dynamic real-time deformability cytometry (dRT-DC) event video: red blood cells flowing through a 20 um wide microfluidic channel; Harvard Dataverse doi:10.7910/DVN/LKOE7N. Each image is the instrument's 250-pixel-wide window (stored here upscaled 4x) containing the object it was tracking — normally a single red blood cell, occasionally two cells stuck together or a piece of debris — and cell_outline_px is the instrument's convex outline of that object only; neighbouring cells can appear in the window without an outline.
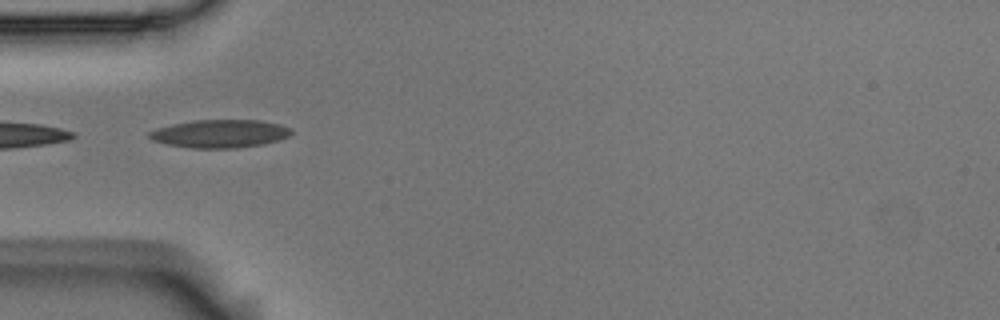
{"species": "Egyptian fruit bat (a non-hibernating species)", "species_latin": "Rousettus aegyptiacus", "temperature_condition": "room temperature", "stored_images_in_passage": 13, "camera_frame_rate_fps": 3000, "um_per_image_px": 0.085, "animal": {"sex": "male"}, "frame": {"image": 1, "passage_image": 4, "time_ms": 1.0, "image_size_px": [1000, 320], "cell_outline_px": [[292, 132], [288, 136], [280, 140], [264, 144], [236, 148], [192, 148], [168, 144], [152, 140], [148, 136], [148, 132], [156, 128], [172, 124], [196, 120], [260, 120], [280, 124], [292, 128]], "centroid_in_image_um": [18.72, 11.36], "position_along_channel_um": 66.3, "area_um2": 23.29}}
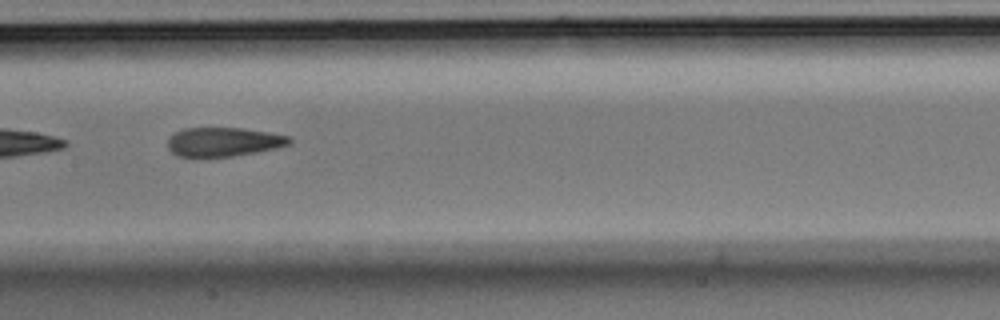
{"frame": {"image": 2, "passage_image": 7, "time_ms": 2.0, "image_size_px": [1000, 320], "cell_outline_px": [[292, 140], [288, 144], [276, 148], [232, 156], [176, 156], [168, 148], [168, 140], [176, 132], [184, 128], [244, 128], [292, 136]], "centroid_in_image_um": [19.02, 12.05], "position_along_channel_um": 188.4, "area_um2": 20.35}}
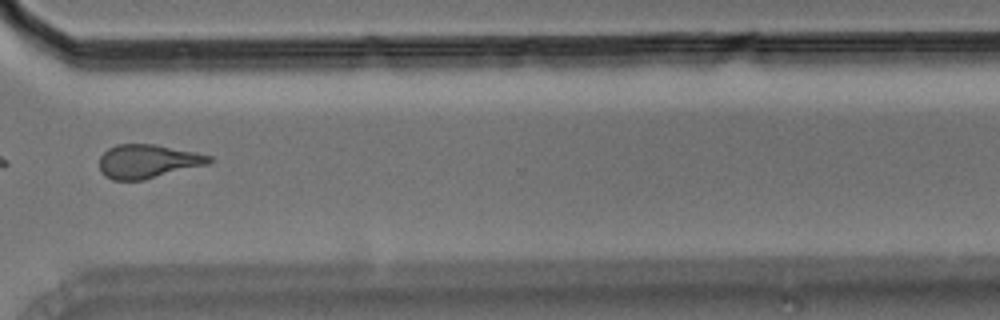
{"frame": {"image": 3, "passage_image": 11, "time_ms": 3.333, "image_size_px": [1000, 320], "cell_outline_px": [[212, 160], [208, 164], [144, 180], [112, 180], [104, 176], [100, 172], [100, 156], [108, 148], [116, 144], [156, 144], [196, 152], [212, 156]], "centroid_in_image_um": [12.54, 13.71], "position_along_channel_um": 358.1, "area_um2": 21.73}}